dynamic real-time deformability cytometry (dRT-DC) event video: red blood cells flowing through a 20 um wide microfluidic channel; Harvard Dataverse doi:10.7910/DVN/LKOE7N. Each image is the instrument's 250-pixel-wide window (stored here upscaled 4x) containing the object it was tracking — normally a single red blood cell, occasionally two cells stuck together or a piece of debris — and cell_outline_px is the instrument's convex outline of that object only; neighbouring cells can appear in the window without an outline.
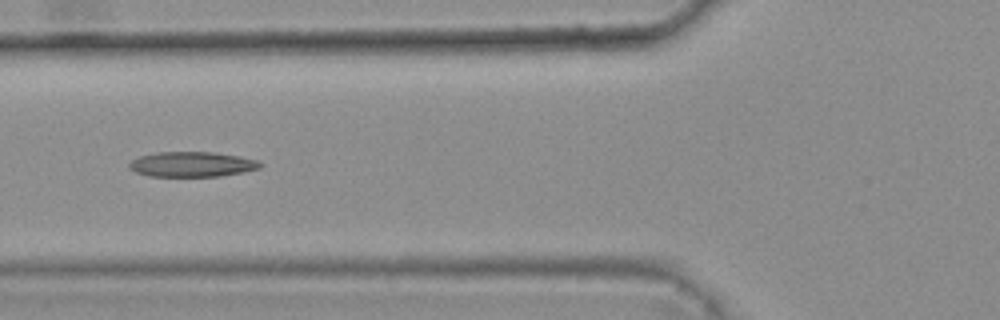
{"species": "common noctule bat (a hibernating species)", "species_latin": "Nyctalus noctula", "temperature_condition": "warm", "stored_images_in_passage": 7, "camera_frame_rate_fps": 3000, "um_per_image_px": 0.085, "animal": {"sex": "female", "body_mass_g": 25.1}, "frame": {"image": 1, "passage_image": 4, "time_ms": 1.0, "image_size_px": [1000, 320], "cell_outline_px": [[264, 164], [260, 168], [244, 172], [220, 176], [148, 176], [136, 172], [128, 168], [128, 164], [132, 160], [140, 156], [156, 152], [216, 152], [240, 156], [256, 160]], "centroid_in_image_um": [16.33, 13.96], "position_along_channel_um": 109.5, "area_um2": 19.25}}
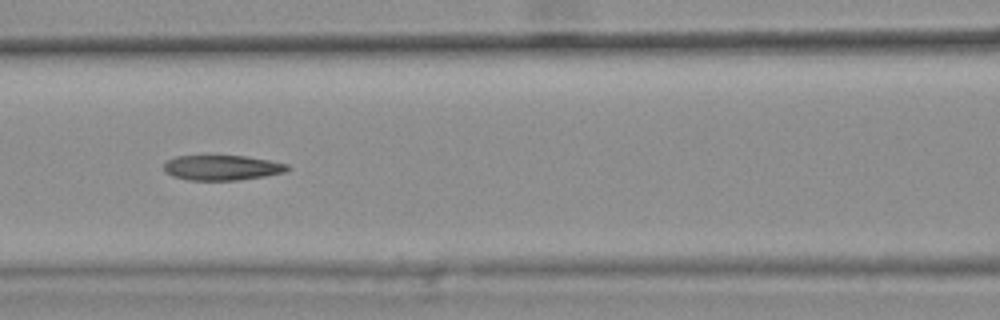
{"frame": {"image": 2, "passage_image": 5, "time_ms": 1.333, "image_size_px": [1000, 320], "cell_outline_px": [[288, 172], [264, 176], [236, 180], [188, 180], [172, 176], [164, 172], [164, 164], [168, 160], [176, 156], [244, 156], [268, 160], [288, 164]], "centroid_in_image_um": [18.86, 14.26], "position_along_channel_um": 147.7, "area_um2": 17.98}}